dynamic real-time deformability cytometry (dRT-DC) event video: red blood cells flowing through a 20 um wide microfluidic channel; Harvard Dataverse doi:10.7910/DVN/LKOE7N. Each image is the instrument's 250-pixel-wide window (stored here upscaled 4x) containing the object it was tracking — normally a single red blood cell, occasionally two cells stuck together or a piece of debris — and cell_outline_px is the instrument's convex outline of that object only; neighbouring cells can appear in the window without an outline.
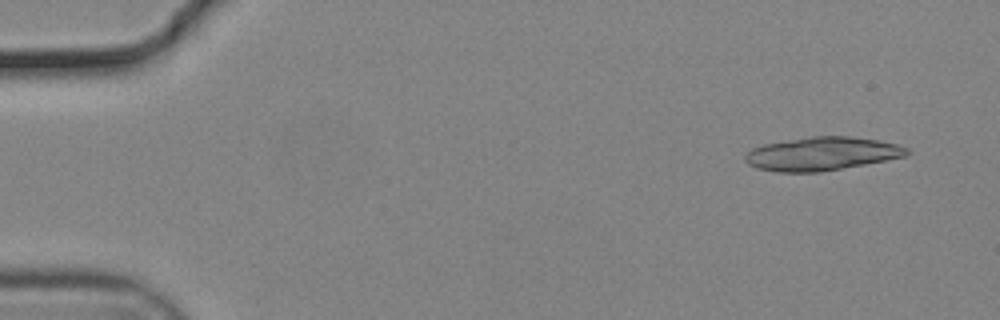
{"species": "common noctule bat (a hibernating species)", "species_latin": "Nyctalus noctula", "temperature_condition": "cold", "stored_images_in_passage": 23, "camera_frame_rate_fps": 3000, "um_per_image_px": 0.085, "animal": {"sex": "male", "body_mass_g": 19.2, "forearm_length_mm": 51.8}, "frame": {"image": 1, "passage_image": 4, "time_ms": 1.0, "image_size_px": [1000, 320], "cell_outline_px": [[912, 152], [904, 156], [864, 164], [820, 172], [776, 172], [756, 168], [748, 164], [744, 160], [744, 156], [752, 148], [764, 144], [812, 136], [848, 136], [880, 140], [896, 144], [908, 148]], "centroid_in_image_um": [69.84, 13.07], "position_along_channel_um": 15.2, "area_um2": 31.39}}